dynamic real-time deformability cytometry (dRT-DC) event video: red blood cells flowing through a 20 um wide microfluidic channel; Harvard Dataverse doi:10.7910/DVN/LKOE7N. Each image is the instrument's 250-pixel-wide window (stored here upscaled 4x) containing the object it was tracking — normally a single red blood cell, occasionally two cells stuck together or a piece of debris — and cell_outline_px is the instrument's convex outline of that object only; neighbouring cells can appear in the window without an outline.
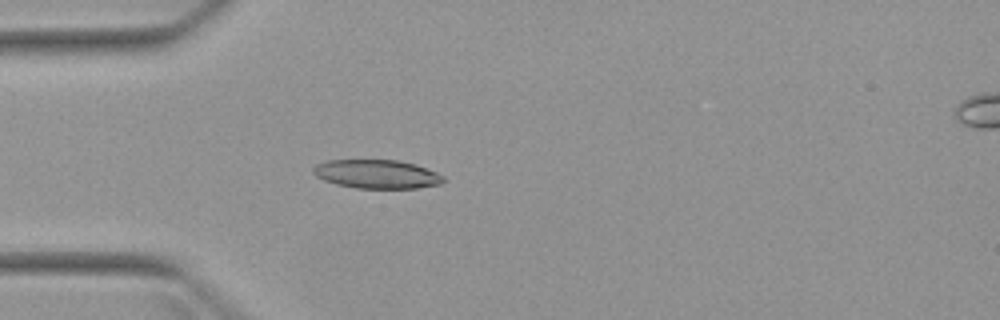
{"species": "Egyptian fruit bat (a non-hibernating species)", "species_latin": "Rousettus aegyptiacus", "temperature_condition": "warm", "stored_images_in_passage": 4, "camera_frame_rate_fps": 3000, "um_per_image_px": 0.085, "animal": {"sex": "female"}, "frame": {"image": 1, "passage_image": 3, "time_ms": 2.333, "image_size_px": [1000, 320], "cell_outline_px": [[444, 180], [440, 184], [416, 188], [356, 188], [336, 184], [324, 180], [316, 176], [312, 172], [312, 168], [316, 164], [328, 160], [396, 160], [416, 164], [436, 172], [444, 176]], "centroid_in_image_um": [32.01, 14.79], "position_along_channel_um": 53.0, "area_um2": 21.79}}